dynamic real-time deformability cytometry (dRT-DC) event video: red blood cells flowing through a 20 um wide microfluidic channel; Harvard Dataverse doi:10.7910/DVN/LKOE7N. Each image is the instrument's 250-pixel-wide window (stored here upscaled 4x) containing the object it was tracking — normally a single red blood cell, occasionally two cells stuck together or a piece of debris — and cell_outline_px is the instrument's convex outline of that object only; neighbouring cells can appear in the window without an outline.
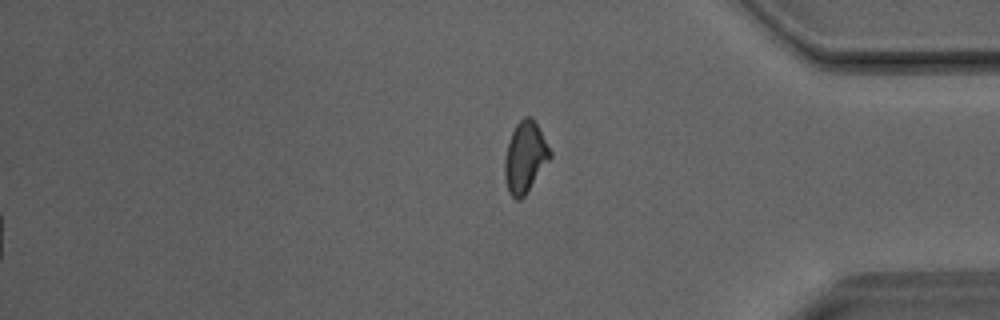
{"species": "Egyptian fruit bat (a non-hibernating species)", "species_latin": "Rousettus aegyptiacus", "temperature_condition": "room temperature", "stored_images_in_passage": 37, "segment_of_instrument_passage": [2, 2], "camera_frame_rate_fps": 3000, "um_per_image_px": 0.085, "animal": {"sex": "male"}, "frame": {"image": 1, "passage_image": 37, "time_ms": 12.0, "image_size_px": [1000, 320], "cell_outline_px": [[552, 156], [524, 196], [520, 200], [516, 200], [508, 192], [504, 176], [504, 160], [508, 144], [512, 132], [516, 124], [524, 116], [532, 116], [552, 152]], "centroid_in_image_um": [44.62, 13.36], "position_along_channel_um": 390.6, "area_um2": 18.67}}